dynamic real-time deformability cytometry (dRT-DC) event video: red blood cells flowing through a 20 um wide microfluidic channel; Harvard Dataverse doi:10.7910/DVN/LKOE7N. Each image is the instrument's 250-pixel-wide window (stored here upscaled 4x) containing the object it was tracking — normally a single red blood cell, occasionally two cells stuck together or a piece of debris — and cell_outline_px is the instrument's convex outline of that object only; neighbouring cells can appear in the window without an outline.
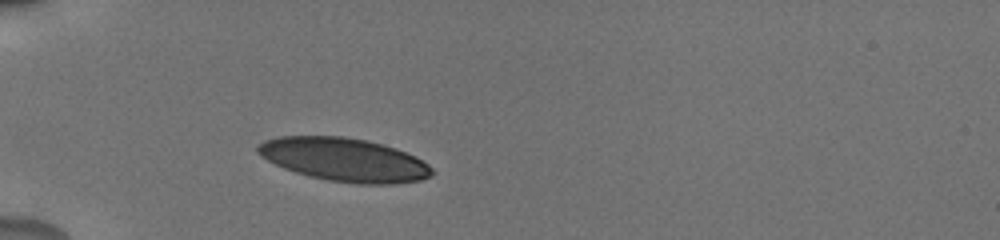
{"species": "human", "species_latin": "Homo sapiens", "temperature_condition": "cold", "stored_images_in_passage": 38, "camera_frame_rate_fps": 3000, "um_per_image_px": 0.085, "donor": {"sex": "male"}, "frame": {"image": 1, "passage_image": 1, "time_ms": 0.0, "image_size_px": [1000, 240], "cell_outline_px": [[436, 172], [432, 176], [420, 180], [396, 184], [360, 184], [328, 180], [296, 172], [284, 168], [260, 156], [256, 152], [256, 148], [264, 140], [280, 136], [344, 136], [368, 140], [384, 144], [396, 148], [416, 156], [428, 164]], "centroid_in_image_um": [29.31, 13.56], "position_along_channel_um": 55.7, "area_um2": 44.22}}
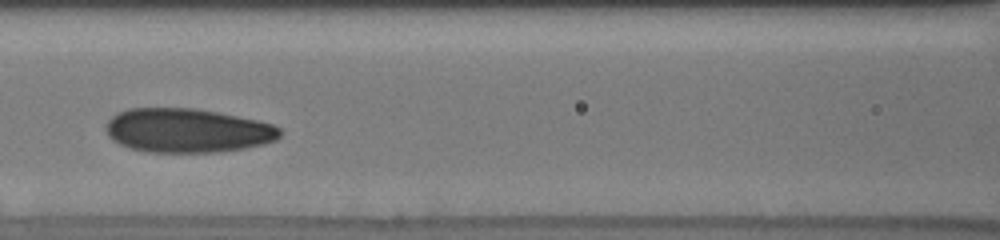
{"frame": {"image": 2, "passage_image": 10, "time_ms": 3.0, "image_size_px": [1000, 240], "cell_outline_px": [[284, 132], [276, 140], [264, 144], [244, 148], [216, 152], [152, 152], [128, 148], [112, 140], [108, 136], [108, 120], [116, 112], [128, 108], [196, 108], [220, 112], [256, 120], [272, 124], [280, 128]], "centroid_in_image_um": [15.94, 11.09], "position_along_channel_um": 150.7, "area_um2": 44.85}}
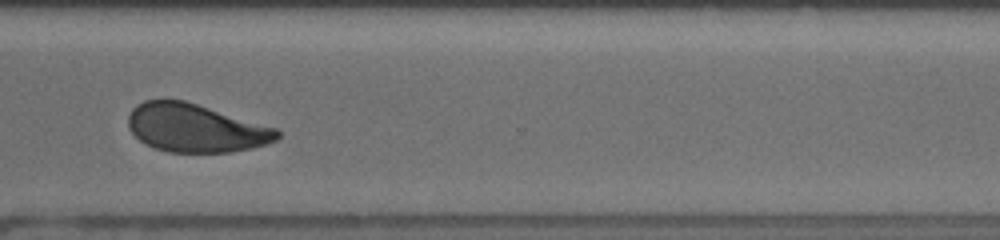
{"frame": {"image": 3, "passage_image": 26, "time_ms": 8.333, "image_size_px": [1000, 240], "cell_outline_px": [[280, 136], [276, 140], [252, 148], [228, 152], [168, 152], [144, 144], [128, 128], [128, 116], [132, 108], [136, 104], [144, 100], [184, 100], [276, 128], [280, 132]], "centroid_in_image_um": [16.59, 10.88], "position_along_channel_um": 354.0, "area_um2": 41.62}, "authors_computed_cell_mechanics": {"area_um2": 43.4367, "velocity_mm_per_s": 3.8118, "shape_relaxation_time_tau1_ms": 4.1121, "shape_relaxation_time_tau2_ms": 1.2475, "deformation_change_tau1": 0.1276, "deformation_change_tau2": 0.0668}}